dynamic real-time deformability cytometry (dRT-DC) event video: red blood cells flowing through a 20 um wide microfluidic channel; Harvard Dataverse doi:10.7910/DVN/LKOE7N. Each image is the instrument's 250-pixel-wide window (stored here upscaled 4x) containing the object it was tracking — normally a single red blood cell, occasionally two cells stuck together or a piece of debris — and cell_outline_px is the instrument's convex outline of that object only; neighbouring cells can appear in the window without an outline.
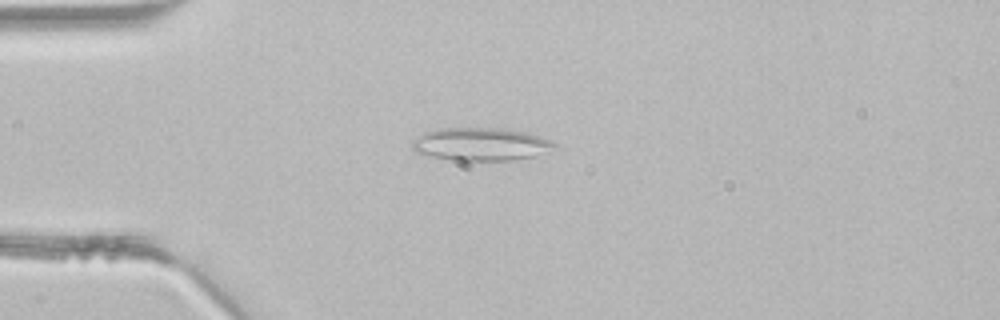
{"species": "common noctule bat (a hibernating species)", "species_latin": "Nyctalus noctula", "temperature_condition": "room temperature", "stored_images_in_passage": 2, "camera_frame_rate_fps": 3000, "um_per_image_px": 0.085, "animal": {"sex": "male", "body_mass_g": 21.5, "forearm_length_mm": 52.0}, "frame": {"image": 1, "passage_image": 2, "time_ms": 0.333, "image_size_px": [1000, 320], "cell_outline_px": [[556, 144], [532, 156], [512, 160], [452, 160], [432, 156], [416, 152], [412, 148], [412, 140], [424, 132], [436, 128], [496, 128], [524, 132], [540, 136], [552, 140]], "centroid_in_image_um": [40.77, 12.24], "position_along_channel_um": 44.2, "area_um2": 26.76}}